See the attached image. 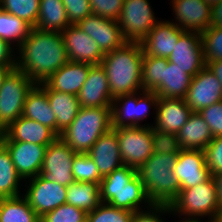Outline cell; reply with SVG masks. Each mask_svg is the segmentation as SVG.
<instances>
[{
	"label": "cell",
	"instance_id": "6da1fadb",
	"mask_svg": "<svg viewBox=\"0 0 222 222\" xmlns=\"http://www.w3.org/2000/svg\"><path fill=\"white\" fill-rule=\"evenodd\" d=\"M68 62L61 32L32 27L16 53V68L35 84L46 80Z\"/></svg>",
	"mask_w": 222,
	"mask_h": 222
},
{
	"label": "cell",
	"instance_id": "7a4b0ae2",
	"mask_svg": "<svg viewBox=\"0 0 222 222\" xmlns=\"http://www.w3.org/2000/svg\"><path fill=\"white\" fill-rule=\"evenodd\" d=\"M179 148L162 142L149 159L136 169L152 204L170 205L179 195L180 184L174 174Z\"/></svg>",
	"mask_w": 222,
	"mask_h": 222
},
{
	"label": "cell",
	"instance_id": "3957f363",
	"mask_svg": "<svg viewBox=\"0 0 222 222\" xmlns=\"http://www.w3.org/2000/svg\"><path fill=\"white\" fill-rule=\"evenodd\" d=\"M140 42H127L124 46L106 53L101 66L105 69L112 98L143 91Z\"/></svg>",
	"mask_w": 222,
	"mask_h": 222
},
{
	"label": "cell",
	"instance_id": "277c9868",
	"mask_svg": "<svg viewBox=\"0 0 222 222\" xmlns=\"http://www.w3.org/2000/svg\"><path fill=\"white\" fill-rule=\"evenodd\" d=\"M100 200L101 203L133 212L148 209L152 205L136 169L126 165L103 177L100 184Z\"/></svg>",
	"mask_w": 222,
	"mask_h": 222
},
{
	"label": "cell",
	"instance_id": "5b68a950",
	"mask_svg": "<svg viewBox=\"0 0 222 222\" xmlns=\"http://www.w3.org/2000/svg\"><path fill=\"white\" fill-rule=\"evenodd\" d=\"M112 129V107L80 108L60 138L77 153H87L93 144Z\"/></svg>",
	"mask_w": 222,
	"mask_h": 222
},
{
	"label": "cell",
	"instance_id": "8992f818",
	"mask_svg": "<svg viewBox=\"0 0 222 222\" xmlns=\"http://www.w3.org/2000/svg\"><path fill=\"white\" fill-rule=\"evenodd\" d=\"M158 100L159 97L155 92L144 90L114 98L112 129L131 126L152 127L156 118ZM149 118L151 121L147 120Z\"/></svg>",
	"mask_w": 222,
	"mask_h": 222
},
{
	"label": "cell",
	"instance_id": "52a82bcc",
	"mask_svg": "<svg viewBox=\"0 0 222 222\" xmlns=\"http://www.w3.org/2000/svg\"><path fill=\"white\" fill-rule=\"evenodd\" d=\"M172 212L181 217L206 218L216 221L220 214L215 180L199 183L188 189H180L177 198L170 204Z\"/></svg>",
	"mask_w": 222,
	"mask_h": 222
},
{
	"label": "cell",
	"instance_id": "ba28073f",
	"mask_svg": "<svg viewBox=\"0 0 222 222\" xmlns=\"http://www.w3.org/2000/svg\"><path fill=\"white\" fill-rule=\"evenodd\" d=\"M117 133L123 165L137 169L163 142L152 127L131 126L113 129Z\"/></svg>",
	"mask_w": 222,
	"mask_h": 222
},
{
	"label": "cell",
	"instance_id": "9c48e42d",
	"mask_svg": "<svg viewBox=\"0 0 222 222\" xmlns=\"http://www.w3.org/2000/svg\"><path fill=\"white\" fill-rule=\"evenodd\" d=\"M36 84L17 68L12 69L0 88V130L22 116L27 94Z\"/></svg>",
	"mask_w": 222,
	"mask_h": 222
},
{
	"label": "cell",
	"instance_id": "30bf717a",
	"mask_svg": "<svg viewBox=\"0 0 222 222\" xmlns=\"http://www.w3.org/2000/svg\"><path fill=\"white\" fill-rule=\"evenodd\" d=\"M153 6L150 0H124L117 21L128 42H141L161 19Z\"/></svg>",
	"mask_w": 222,
	"mask_h": 222
},
{
	"label": "cell",
	"instance_id": "8fae6325",
	"mask_svg": "<svg viewBox=\"0 0 222 222\" xmlns=\"http://www.w3.org/2000/svg\"><path fill=\"white\" fill-rule=\"evenodd\" d=\"M23 196L41 218L66 204L67 187L44 179L40 174L24 181Z\"/></svg>",
	"mask_w": 222,
	"mask_h": 222
},
{
	"label": "cell",
	"instance_id": "7c38bea8",
	"mask_svg": "<svg viewBox=\"0 0 222 222\" xmlns=\"http://www.w3.org/2000/svg\"><path fill=\"white\" fill-rule=\"evenodd\" d=\"M76 154L67 143L57 137L46 148L40 175L48 181L69 186L74 182L72 162Z\"/></svg>",
	"mask_w": 222,
	"mask_h": 222
},
{
	"label": "cell",
	"instance_id": "4fadbf2b",
	"mask_svg": "<svg viewBox=\"0 0 222 222\" xmlns=\"http://www.w3.org/2000/svg\"><path fill=\"white\" fill-rule=\"evenodd\" d=\"M192 112L185 99L159 97L152 128L163 142H170L185 125Z\"/></svg>",
	"mask_w": 222,
	"mask_h": 222
},
{
	"label": "cell",
	"instance_id": "5bb4252c",
	"mask_svg": "<svg viewBox=\"0 0 222 222\" xmlns=\"http://www.w3.org/2000/svg\"><path fill=\"white\" fill-rule=\"evenodd\" d=\"M170 1L171 23L180 29L203 33L212 25V7L204 0H167Z\"/></svg>",
	"mask_w": 222,
	"mask_h": 222
},
{
	"label": "cell",
	"instance_id": "9a60e30c",
	"mask_svg": "<svg viewBox=\"0 0 222 222\" xmlns=\"http://www.w3.org/2000/svg\"><path fill=\"white\" fill-rule=\"evenodd\" d=\"M76 25L98 44L104 54L112 52L128 42L123 36L117 20L91 14Z\"/></svg>",
	"mask_w": 222,
	"mask_h": 222
},
{
	"label": "cell",
	"instance_id": "2e32d148",
	"mask_svg": "<svg viewBox=\"0 0 222 222\" xmlns=\"http://www.w3.org/2000/svg\"><path fill=\"white\" fill-rule=\"evenodd\" d=\"M68 61L101 65L104 53L98 44L76 24L61 32Z\"/></svg>",
	"mask_w": 222,
	"mask_h": 222
},
{
	"label": "cell",
	"instance_id": "e0dca14e",
	"mask_svg": "<svg viewBox=\"0 0 222 222\" xmlns=\"http://www.w3.org/2000/svg\"><path fill=\"white\" fill-rule=\"evenodd\" d=\"M221 100V83L215 74L205 66L192 78L185 97L186 104L193 112H199Z\"/></svg>",
	"mask_w": 222,
	"mask_h": 222
},
{
	"label": "cell",
	"instance_id": "ac0fdd59",
	"mask_svg": "<svg viewBox=\"0 0 222 222\" xmlns=\"http://www.w3.org/2000/svg\"><path fill=\"white\" fill-rule=\"evenodd\" d=\"M167 60L194 77L206 66L201 34L185 31L179 37L176 46L173 48V52Z\"/></svg>",
	"mask_w": 222,
	"mask_h": 222
},
{
	"label": "cell",
	"instance_id": "d6986e66",
	"mask_svg": "<svg viewBox=\"0 0 222 222\" xmlns=\"http://www.w3.org/2000/svg\"><path fill=\"white\" fill-rule=\"evenodd\" d=\"M173 171L180 184V189L194 187L212 177L206 165L203 150L179 149Z\"/></svg>",
	"mask_w": 222,
	"mask_h": 222
},
{
	"label": "cell",
	"instance_id": "ffe728a7",
	"mask_svg": "<svg viewBox=\"0 0 222 222\" xmlns=\"http://www.w3.org/2000/svg\"><path fill=\"white\" fill-rule=\"evenodd\" d=\"M0 142L7 148L15 169L24 181L40 174L47 146L21 141Z\"/></svg>",
	"mask_w": 222,
	"mask_h": 222
},
{
	"label": "cell",
	"instance_id": "44dd1931",
	"mask_svg": "<svg viewBox=\"0 0 222 222\" xmlns=\"http://www.w3.org/2000/svg\"><path fill=\"white\" fill-rule=\"evenodd\" d=\"M184 32L168 19L161 18L140 42L144 55L168 58Z\"/></svg>",
	"mask_w": 222,
	"mask_h": 222
},
{
	"label": "cell",
	"instance_id": "7402d4cb",
	"mask_svg": "<svg viewBox=\"0 0 222 222\" xmlns=\"http://www.w3.org/2000/svg\"><path fill=\"white\" fill-rule=\"evenodd\" d=\"M80 107H112L113 98L105 69L93 65L77 95Z\"/></svg>",
	"mask_w": 222,
	"mask_h": 222
},
{
	"label": "cell",
	"instance_id": "603a6c76",
	"mask_svg": "<svg viewBox=\"0 0 222 222\" xmlns=\"http://www.w3.org/2000/svg\"><path fill=\"white\" fill-rule=\"evenodd\" d=\"M57 137L47 126L20 116L3 131L0 141H21L48 146Z\"/></svg>",
	"mask_w": 222,
	"mask_h": 222
},
{
	"label": "cell",
	"instance_id": "cb8c5ba5",
	"mask_svg": "<svg viewBox=\"0 0 222 222\" xmlns=\"http://www.w3.org/2000/svg\"><path fill=\"white\" fill-rule=\"evenodd\" d=\"M87 154L94 161L102 178L123 165L117 133L113 129L100 136Z\"/></svg>",
	"mask_w": 222,
	"mask_h": 222
},
{
	"label": "cell",
	"instance_id": "d4e9b609",
	"mask_svg": "<svg viewBox=\"0 0 222 222\" xmlns=\"http://www.w3.org/2000/svg\"><path fill=\"white\" fill-rule=\"evenodd\" d=\"M212 140L213 136L206 121L199 112H192L185 125L170 143L179 149L204 151Z\"/></svg>",
	"mask_w": 222,
	"mask_h": 222
},
{
	"label": "cell",
	"instance_id": "484cf974",
	"mask_svg": "<svg viewBox=\"0 0 222 222\" xmlns=\"http://www.w3.org/2000/svg\"><path fill=\"white\" fill-rule=\"evenodd\" d=\"M92 66L88 63L68 61L53 73L45 83L52 90L77 96Z\"/></svg>",
	"mask_w": 222,
	"mask_h": 222
},
{
	"label": "cell",
	"instance_id": "4316f807",
	"mask_svg": "<svg viewBox=\"0 0 222 222\" xmlns=\"http://www.w3.org/2000/svg\"><path fill=\"white\" fill-rule=\"evenodd\" d=\"M46 92L51 109L56 115V135L59 137L74 121L80 110L77 96L52 90L45 82L39 84Z\"/></svg>",
	"mask_w": 222,
	"mask_h": 222
},
{
	"label": "cell",
	"instance_id": "83f0119b",
	"mask_svg": "<svg viewBox=\"0 0 222 222\" xmlns=\"http://www.w3.org/2000/svg\"><path fill=\"white\" fill-rule=\"evenodd\" d=\"M22 116L47 126L56 134V115L51 109L47 92L39 84L27 94Z\"/></svg>",
	"mask_w": 222,
	"mask_h": 222
},
{
	"label": "cell",
	"instance_id": "f1b7e54d",
	"mask_svg": "<svg viewBox=\"0 0 222 222\" xmlns=\"http://www.w3.org/2000/svg\"><path fill=\"white\" fill-rule=\"evenodd\" d=\"M193 76L168 61L163 65L162 84L154 91L158 97L185 99Z\"/></svg>",
	"mask_w": 222,
	"mask_h": 222
},
{
	"label": "cell",
	"instance_id": "f546056e",
	"mask_svg": "<svg viewBox=\"0 0 222 222\" xmlns=\"http://www.w3.org/2000/svg\"><path fill=\"white\" fill-rule=\"evenodd\" d=\"M70 25L62 0H40L36 28L62 32Z\"/></svg>",
	"mask_w": 222,
	"mask_h": 222
},
{
	"label": "cell",
	"instance_id": "4dcf8cb0",
	"mask_svg": "<svg viewBox=\"0 0 222 222\" xmlns=\"http://www.w3.org/2000/svg\"><path fill=\"white\" fill-rule=\"evenodd\" d=\"M23 183L7 148L0 142V198L23 195Z\"/></svg>",
	"mask_w": 222,
	"mask_h": 222
},
{
	"label": "cell",
	"instance_id": "1f68e13d",
	"mask_svg": "<svg viewBox=\"0 0 222 222\" xmlns=\"http://www.w3.org/2000/svg\"><path fill=\"white\" fill-rule=\"evenodd\" d=\"M66 204L89 213L101 204L100 184L74 181L67 186Z\"/></svg>",
	"mask_w": 222,
	"mask_h": 222
},
{
	"label": "cell",
	"instance_id": "d6a6232c",
	"mask_svg": "<svg viewBox=\"0 0 222 222\" xmlns=\"http://www.w3.org/2000/svg\"><path fill=\"white\" fill-rule=\"evenodd\" d=\"M0 222H41L23 196L0 198Z\"/></svg>",
	"mask_w": 222,
	"mask_h": 222
},
{
	"label": "cell",
	"instance_id": "836d02e7",
	"mask_svg": "<svg viewBox=\"0 0 222 222\" xmlns=\"http://www.w3.org/2000/svg\"><path fill=\"white\" fill-rule=\"evenodd\" d=\"M31 28L24 20L0 7V39L7 41L16 50L28 37Z\"/></svg>",
	"mask_w": 222,
	"mask_h": 222
},
{
	"label": "cell",
	"instance_id": "e575fe53",
	"mask_svg": "<svg viewBox=\"0 0 222 222\" xmlns=\"http://www.w3.org/2000/svg\"><path fill=\"white\" fill-rule=\"evenodd\" d=\"M167 58L144 55L142 59V86L144 91L154 92L162 84L163 65Z\"/></svg>",
	"mask_w": 222,
	"mask_h": 222
},
{
	"label": "cell",
	"instance_id": "d590c367",
	"mask_svg": "<svg viewBox=\"0 0 222 222\" xmlns=\"http://www.w3.org/2000/svg\"><path fill=\"white\" fill-rule=\"evenodd\" d=\"M0 7L35 27L39 15L40 0H1Z\"/></svg>",
	"mask_w": 222,
	"mask_h": 222
},
{
	"label": "cell",
	"instance_id": "8d00e7d4",
	"mask_svg": "<svg viewBox=\"0 0 222 222\" xmlns=\"http://www.w3.org/2000/svg\"><path fill=\"white\" fill-rule=\"evenodd\" d=\"M72 175L77 182L101 184L102 177L94 161L87 153H77L72 162Z\"/></svg>",
	"mask_w": 222,
	"mask_h": 222
},
{
	"label": "cell",
	"instance_id": "74e56055",
	"mask_svg": "<svg viewBox=\"0 0 222 222\" xmlns=\"http://www.w3.org/2000/svg\"><path fill=\"white\" fill-rule=\"evenodd\" d=\"M205 62L222 60V27L211 25L201 33Z\"/></svg>",
	"mask_w": 222,
	"mask_h": 222
},
{
	"label": "cell",
	"instance_id": "f35d334b",
	"mask_svg": "<svg viewBox=\"0 0 222 222\" xmlns=\"http://www.w3.org/2000/svg\"><path fill=\"white\" fill-rule=\"evenodd\" d=\"M131 210L119 209L106 203H101L93 211L87 213L86 222H131Z\"/></svg>",
	"mask_w": 222,
	"mask_h": 222
},
{
	"label": "cell",
	"instance_id": "ab89813d",
	"mask_svg": "<svg viewBox=\"0 0 222 222\" xmlns=\"http://www.w3.org/2000/svg\"><path fill=\"white\" fill-rule=\"evenodd\" d=\"M87 213L69 204H63L41 217V222H86Z\"/></svg>",
	"mask_w": 222,
	"mask_h": 222
},
{
	"label": "cell",
	"instance_id": "60d3db41",
	"mask_svg": "<svg viewBox=\"0 0 222 222\" xmlns=\"http://www.w3.org/2000/svg\"><path fill=\"white\" fill-rule=\"evenodd\" d=\"M171 215L170 205L152 204L148 209L134 212L131 222H170Z\"/></svg>",
	"mask_w": 222,
	"mask_h": 222
},
{
	"label": "cell",
	"instance_id": "b9f144b4",
	"mask_svg": "<svg viewBox=\"0 0 222 222\" xmlns=\"http://www.w3.org/2000/svg\"><path fill=\"white\" fill-rule=\"evenodd\" d=\"M93 15L118 20L124 0H89Z\"/></svg>",
	"mask_w": 222,
	"mask_h": 222
},
{
	"label": "cell",
	"instance_id": "7bdbcfd3",
	"mask_svg": "<svg viewBox=\"0 0 222 222\" xmlns=\"http://www.w3.org/2000/svg\"><path fill=\"white\" fill-rule=\"evenodd\" d=\"M199 114L208 124L213 138L222 136V100L201 109Z\"/></svg>",
	"mask_w": 222,
	"mask_h": 222
},
{
	"label": "cell",
	"instance_id": "ee69618b",
	"mask_svg": "<svg viewBox=\"0 0 222 222\" xmlns=\"http://www.w3.org/2000/svg\"><path fill=\"white\" fill-rule=\"evenodd\" d=\"M206 165L211 176L222 172V136L215 137L205 148Z\"/></svg>",
	"mask_w": 222,
	"mask_h": 222
},
{
	"label": "cell",
	"instance_id": "f6af8a7d",
	"mask_svg": "<svg viewBox=\"0 0 222 222\" xmlns=\"http://www.w3.org/2000/svg\"><path fill=\"white\" fill-rule=\"evenodd\" d=\"M70 24H77L92 14L89 0H62Z\"/></svg>",
	"mask_w": 222,
	"mask_h": 222
},
{
	"label": "cell",
	"instance_id": "bcb514c9",
	"mask_svg": "<svg viewBox=\"0 0 222 222\" xmlns=\"http://www.w3.org/2000/svg\"><path fill=\"white\" fill-rule=\"evenodd\" d=\"M17 50L7 41L0 39V66L16 68Z\"/></svg>",
	"mask_w": 222,
	"mask_h": 222
},
{
	"label": "cell",
	"instance_id": "7dc6e473",
	"mask_svg": "<svg viewBox=\"0 0 222 222\" xmlns=\"http://www.w3.org/2000/svg\"><path fill=\"white\" fill-rule=\"evenodd\" d=\"M206 66L215 74L221 83L222 90V60H214L206 63Z\"/></svg>",
	"mask_w": 222,
	"mask_h": 222
},
{
	"label": "cell",
	"instance_id": "c3c4849f",
	"mask_svg": "<svg viewBox=\"0 0 222 222\" xmlns=\"http://www.w3.org/2000/svg\"><path fill=\"white\" fill-rule=\"evenodd\" d=\"M212 25L222 27V1L212 6Z\"/></svg>",
	"mask_w": 222,
	"mask_h": 222
},
{
	"label": "cell",
	"instance_id": "681fc988",
	"mask_svg": "<svg viewBox=\"0 0 222 222\" xmlns=\"http://www.w3.org/2000/svg\"><path fill=\"white\" fill-rule=\"evenodd\" d=\"M172 218L170 221H173V222H214L210 219H206V218H194V217H181L179 215H176L172 212ZM177 218V220H176ZM175 219V220H174Z\"/></svg>",
	"mask_w": 222,
	"mask_h": 222
},
{
	"label": "cell",
	"instance_id": "f907efd6",
	"mask_svg": "<svg viewBox=\"0 0 222 222\" xmlns=\"http://www.w3.org/2000/svg\"><path fill=\"white\" fill-rule=\"evenodd\" d=\"M215 180L217 192H218V203L222 209V172L212 176Z\"/></svg>",
	"mask_w": 222,
	"mask_h": 222
},
{
	"label": "cell",
	"instance_id": "816d5d0a",
	"mask_svg": "<svg viewBox=\"0 0 222 222\" xmlns=\"http://www.w3.org/2000/svg\"><path fill=\"white\" fill-rule=\"evenodd\" d=\"M12 70L11 67H3L0 66V88L2 86L3 80L7 76V74Z\"/></svg>",
	"mask_w": 222,
	"mask_h": 222
},
{
	"label": "cell",
	"instance_id": "f5cc1de1",
	"mask_svg": "<svg viewBox=\"0 0 222 222\" xmlns=\"http://www.w3.org/2000/svg\"><path fill=\"white\" fill-rule=\"evenodd\" d=\"M204 1L212 7L216 5L217 3L221 2L222 0H204Z\"/></svg>",
	"mask_w": 222,
	"mask_h": 222
},
{
	"label": "cell",
	"instance_id": "db71d44e",
	"mask_svg": "<svg viewBox=\"0 0 222 222\" xmlns=\"http://www.w3.org/2000/svg\"><path fill=\"white\" fill-rule=\"evenodd\" d=\"M217 221L222 222V209L220 210V214H219Z\"/></svg>",
	"mask_w": 222,
	"mask_h": 222
}]
</instances>
